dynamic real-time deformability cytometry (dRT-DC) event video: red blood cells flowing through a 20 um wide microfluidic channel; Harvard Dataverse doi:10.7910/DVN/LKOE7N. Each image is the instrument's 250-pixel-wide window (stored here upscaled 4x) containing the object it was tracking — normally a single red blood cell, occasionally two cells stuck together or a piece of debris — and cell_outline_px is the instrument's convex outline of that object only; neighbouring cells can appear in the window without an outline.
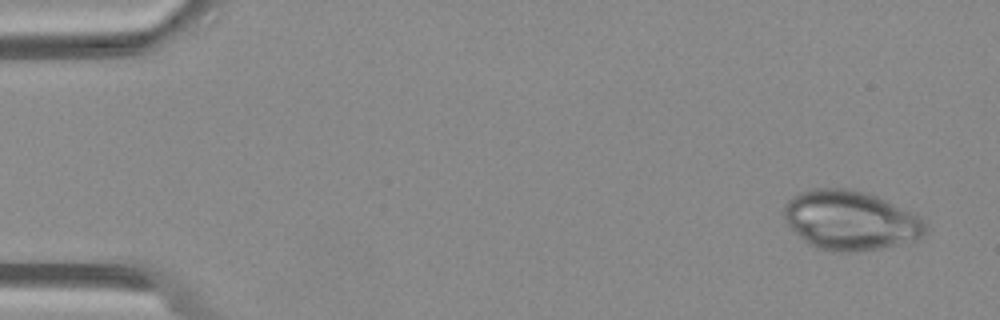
{"species": "Egyptian fruit bat (a non-hibernating species)", "species_latin": "Rousettus aegyptiacus", "temperature_condition": "warm", "stored_images_in_passage": 12, "camera_frame_rate_fps": 3000, "um_per_image_px": 0.085, "animal": {"sex": "female"}, "frame": {"image": 1, "passage_image": 1, "time_ms": 0.0, "image_size_px": [1000, 320], "cell_outline_px": [[924, 236], [896, 244], [880, 248], [856, 252], [832, 252], [816, 248], [804, 240], [788, 224], [784, 216], [784, 208], [788, 200], [792, 196], [800, 192], [812, 188], [848, 188], [868, 192], [920, 216], [924, 220]], "centroid_in_image_um": [72.25, 18.72], "position_along_channel_um": 12.7, "area_um2": 48.67}}